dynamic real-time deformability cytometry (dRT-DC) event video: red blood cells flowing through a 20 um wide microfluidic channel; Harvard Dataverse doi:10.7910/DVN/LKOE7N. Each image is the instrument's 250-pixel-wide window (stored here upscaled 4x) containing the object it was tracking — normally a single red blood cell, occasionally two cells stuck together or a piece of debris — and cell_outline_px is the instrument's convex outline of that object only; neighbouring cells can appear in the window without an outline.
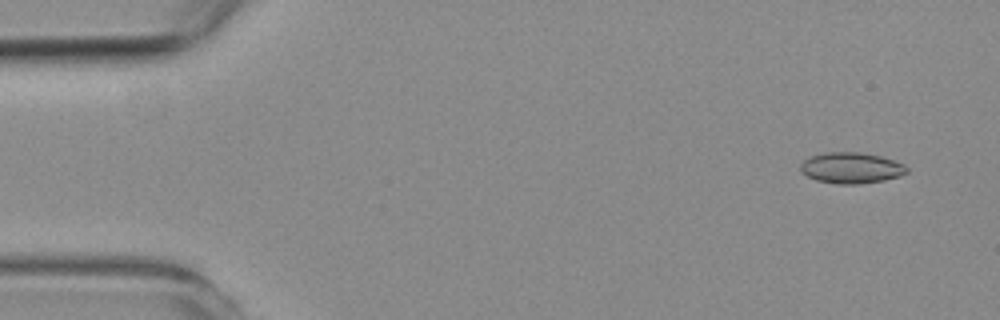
{"species": "common noctule bat (a hibernating species)", "species_latin": "Nyctalus noctula", "temperature_condition": "room temperature", "stored_images_in_passage": 17, "camera_frame_rate_fps": 3000, "um_per_image_px": 0.085, "animal": {"sex": "female", "body_mass_g": 19.3, "forearm_length_mm": 54.1}, "frame": {"image": 1, "passage_image": 4, "time_ms": 1.0, "image_size_px": [1000, 320], "cell_outline_px": [[908, 172], [900, 176], [884, 180], [860, 184], [836, 184], [816, 180], [800, 172], [800, 164], [808, 156], [824, 152], [860, 152], [880, 156], [904, 164], [908, 168]], "centroid_in_image_um": [72.33, 14.27], "position_along_channel_um": 12.7, "area_um2": 19.36}}
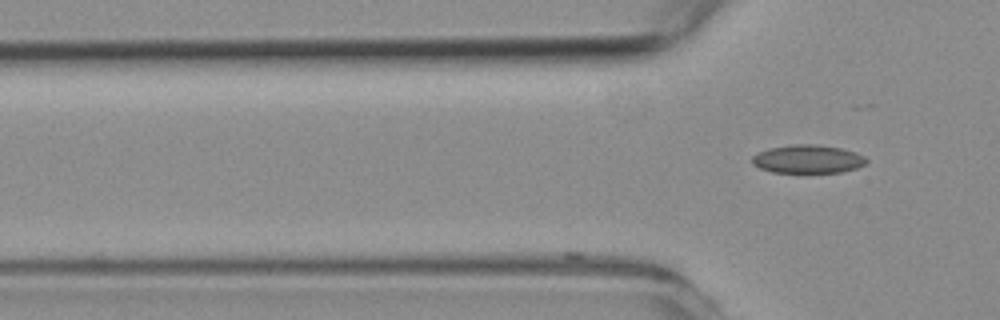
{"frame": {"image": 2, "passage_image": 17, "time_ms": 5.333, "image_size_px": [1000, 320], "cell_outline_px": [[868, 164], [856, 168], [840, 172], [804, 176], [772, 172], [760, 168], [752, 164], [752, 156], [756, 152], [768, 148], [792, 144], [816, 144], [840, 148], [856, 152], [864, 156], [868, 160]], "centroid_in_image_um": [68.65, 13.57], "position_along_channel_um": 57.2, "area_um2": 20.0}}